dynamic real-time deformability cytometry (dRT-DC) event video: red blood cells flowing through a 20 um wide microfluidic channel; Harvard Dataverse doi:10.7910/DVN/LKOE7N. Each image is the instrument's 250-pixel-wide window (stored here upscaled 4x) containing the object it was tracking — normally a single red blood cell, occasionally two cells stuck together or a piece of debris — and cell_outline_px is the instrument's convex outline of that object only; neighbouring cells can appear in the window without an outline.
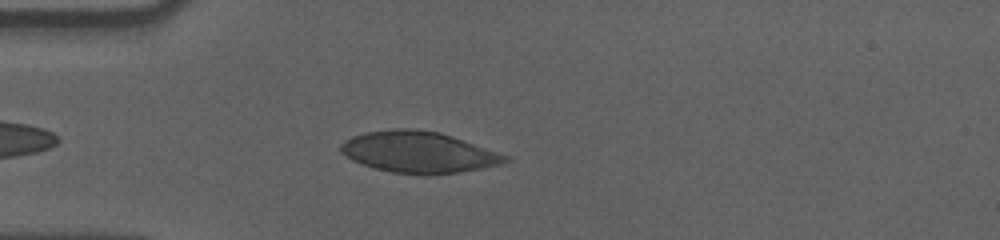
{"species": "human", "species_latin": "Homo sapiens", "temperature_condition": "cold", "stored_images_in_passage": 43, "camera_frame_rate_fps": 3000, "um_per_image_px": 0.085, "donor": {"sex": "male"}, "frame": {"image": 1, "passage_image": 5, "time_ms": 1.333, "image_size_px": [1000, 240], "cell_outline_px": [[512, 160], [500, 164], [460, 172], [428, 176], [424, 176], [392, 172], [376, 168], [352, 160], [340, 152], [340, 144], [344, 140], [352, 136], [368, 132], [396, 128], [412, 128], [440, 132], [452, 136], [508, 156]], "centroid_in_image_um": [35.56, 12.94], "position_along_channel_um": 49.4, "area_um2": 39.54}}
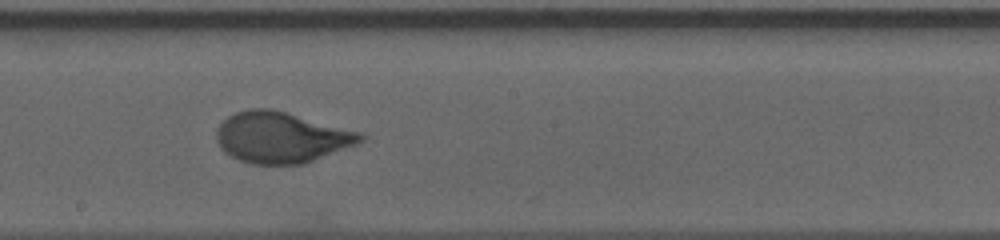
{"frame": {"image": 2, "passage_image": 21, "time_ms": 6.667, "image_size_px": [1000, 240], "cell_outline_px": [[364, 140], [356, 144], [304, 164], [252, 164], [240, 160], [224, 152], [220, 148], [216, 140], [216, 132], [220, 124], [228, 116], [236, 112], [248, 108], [268, 108], [284, 112], [360, 132], [364, 136]], "centroid_in_image_um": [23.87, 11.68], "position_along_channel_um": 224.3, "area_um2": 42.31}}
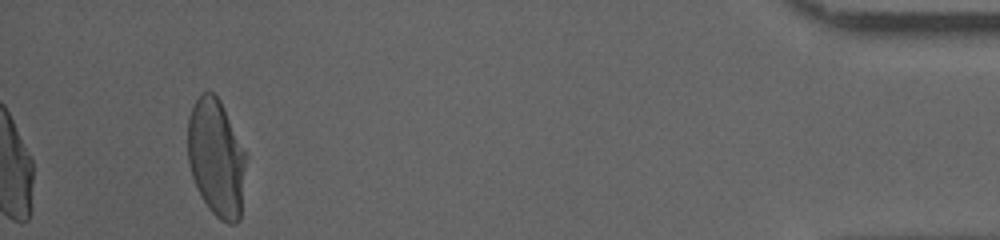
{"frame": {"image": 3, "passage_image": 43, "time_ms": 14.0, "image_size_px": [1000, 240], "cell_outline_px": [[248, 156], [240, 220], [236, 224], [228, 224], [220, 220], [208, 208], [192, 176], [188, 160], [188, 116], [196, 100], [204, 92], [212, 92], [220, 100]], "centroid_in_image_um": [18.42, 13.45], "position_along_channel_um": 416.8, "area_um2": 40.11}, "authors_computed_cell_mechanics": {"area_um2": 41.4426, "velocity_mm_per_s": 3.5492, "shape_relaxation_time_tau1_ms": 4.9388, "shape_relaxation_time_tau2_ms": null, "deformation_change_tau1": 0.1864, "deformation_change_tau2": null}}